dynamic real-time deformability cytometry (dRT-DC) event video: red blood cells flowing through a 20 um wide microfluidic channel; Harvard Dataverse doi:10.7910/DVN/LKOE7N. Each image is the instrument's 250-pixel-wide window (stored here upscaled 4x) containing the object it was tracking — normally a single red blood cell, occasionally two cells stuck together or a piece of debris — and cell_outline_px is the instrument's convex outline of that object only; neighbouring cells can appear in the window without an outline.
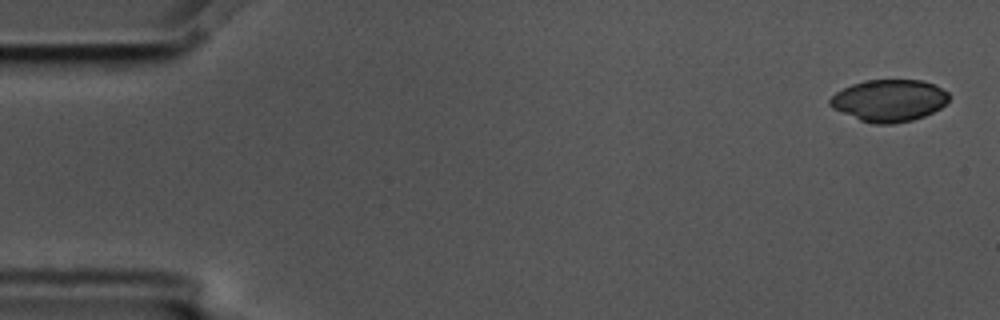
{"species": "common noctule bat (a hibernating species)", "species_latin": "Nyctalus noctula", "temperature_condition": "cold", "stored_images_in_passage": 5, "camera_frame_rate_fps": 3000, "um_per_image_px": 0.085, "animal": {"sex": "male", "body_mass_g": 17.5, "forearm_length_mm": 52.3}, "frame": {"image": 1, "passage_image": 1, "time_ms": 0.0, "image_size_px": [1000, 320], "cell_outline_px": [[948, 100], [940, 108], [924, 116], [912, 120], [892, 124], [872, 124], [860, 120], [832, 108], [828, 104], [828, 100], [836, 92], [852, 84], [864, 80], [920, 80], [936, 84], [948, 92]], "centroid_in_image_um": [75.56, 8.54], "position_along_channel_um": 9.4, "area_um2": 29.13}}
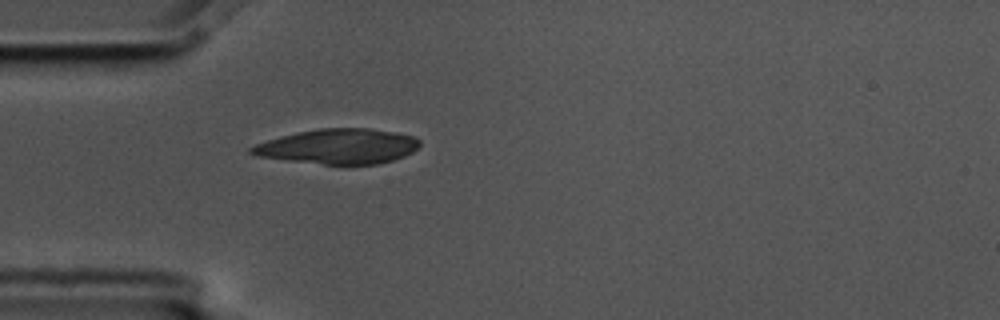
{"frame": {"image": 2, "passage_image": 5, "time_ms": 1.333, "image_size_px": [1000, 320], "cell_outline_px": [[420, 144], [412, 152], [404, 156], [392, 160], [376, 164], [324, 164], [256, 156], [248, 152], [248, 148], [256, 144], [280, 136], [296, 132], [320, 128], [368, 128], [396, 132], [412, 136], [420, 140]], "centroid_in_image_um": [28.74, 12.43], "position_along_channel_um": 56.3, "area_um2": 34.1}}